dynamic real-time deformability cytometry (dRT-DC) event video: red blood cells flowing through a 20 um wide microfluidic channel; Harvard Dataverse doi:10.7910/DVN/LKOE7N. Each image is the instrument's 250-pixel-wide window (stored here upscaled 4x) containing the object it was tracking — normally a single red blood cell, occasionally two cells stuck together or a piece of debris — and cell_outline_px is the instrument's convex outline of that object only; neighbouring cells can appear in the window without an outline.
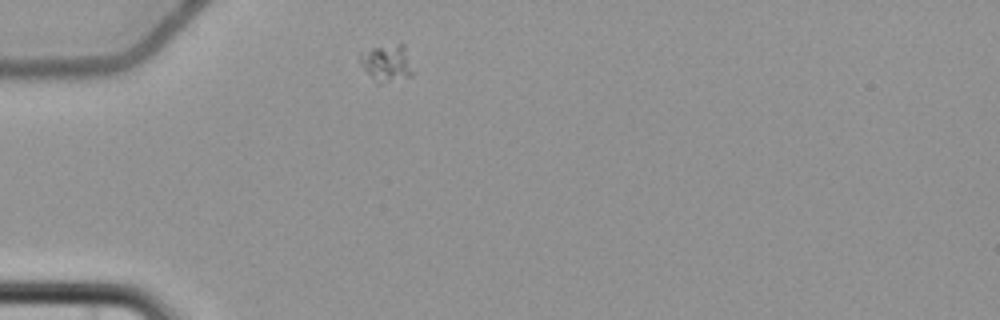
{"species": "common noctule bat (a hibernating species)", "species_latin": "Nyctalus noctula", "temperature_condition": "cold", "stored_images_in_passage": 2, "camera_frame_rate_fps": 3000, "um_per_image_px": 0.085, "animal": {"sex": "female", "body_mass_g": 22.7, "forearm_length_mm": 54.2}, "frame": {"image": 1, "passage_image": 1, "time_ms": 0.0, "image_size_px": [1000, 320], "cell_outline_px": [[416, 72], [408, 76], [380, 84], [376, 84], [360, 64], [360, 52], [372, 48], [400, 44], [404, 44]], "centroid_in_image_um": [32.9, 5.38], "position_along_channel_um": 52.1, "area_um2": 11.5}}